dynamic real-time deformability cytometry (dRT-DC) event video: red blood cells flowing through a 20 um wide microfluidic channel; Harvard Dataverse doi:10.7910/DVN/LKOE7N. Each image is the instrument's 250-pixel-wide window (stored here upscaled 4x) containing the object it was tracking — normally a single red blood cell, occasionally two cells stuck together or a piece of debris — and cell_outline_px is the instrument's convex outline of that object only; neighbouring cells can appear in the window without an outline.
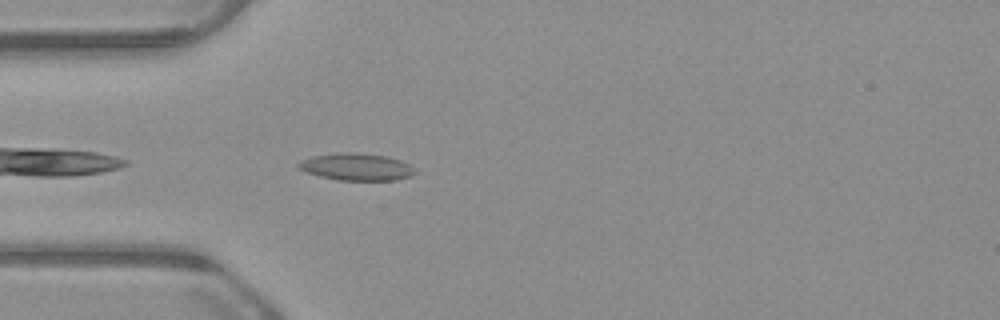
{"species": "common noctule bat (a hibernating species)", "species_latin": "Nyctalus noctula", "temperature_condition": "warm", "stored_images_in_passage": 40, "camera_frame_rate_fps": 3000, "um_per_image_px": 0.085, "animal": {"sex": "male", "body_mass_g": 23.1, "forearm_length_mm": 52.7}, "frame": {"image": 1, "passage_image": 2, "time_ms": 0.333, "image_size_px": [1000, 320], "cell_outline_px": [[416, 172], [412, 176], [396, 180], [336, 180], [320, 176], [308, 172], [300, 168], [296, 164], [300, 160], [312, 156], [340, 152], [356, 152], [384, 156], [400, 160], [416, 168]], "centroid_in_image_um": [30.31, 14.18], "position_along_channel_um": 54.7, "area_um2": 18.44}}
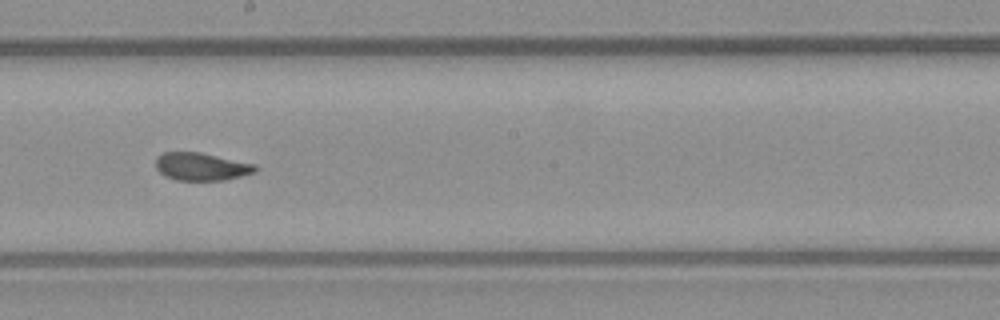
{"frame": {"image": 2, "passage_image": 16, "time_ms": 5.0, "image_size_px": [1000, 320], "cell_outline_px": [[260, 168], [256, 172], [224, 180], [176, 180], [164, 176], [156, 168], [156, 156], [164, 152], [200, 152], [256, 164]], "centroid_in_image_um": [17.13, 14.16], "position_along_channel_um": 231.1, "area_um2": 16.24}}
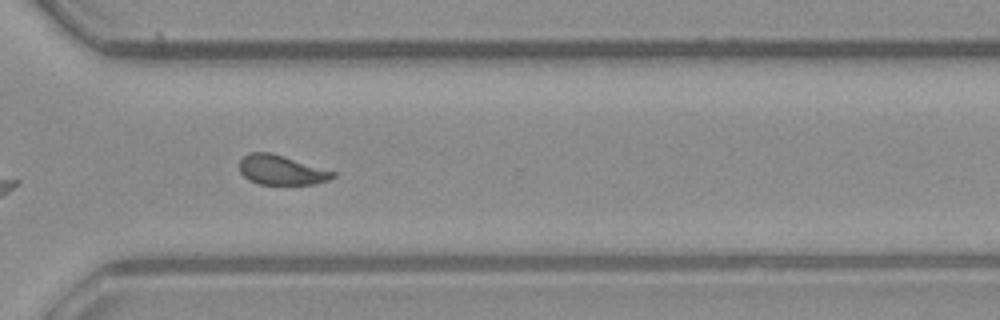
{"frame": {"image": 3, "passage_image": 25, "time_ms": 8.0, "image_size_px": [1000, 320], "cell_outline_px": [[336, 176], [328, 180], [316, 184], [260, 184], [248, 180], [240, 172], [240, 160], [248, 152], [272, 152], [336, 172]], "centroid_in_image_um": [23.91, 14.44], "position_along_channel_um": 346.7, "area_um2": 16.18}, "authors_computed_cell_mechanics": {"area_um2": 16.6175, "velocity_mm_per_s": 3.8513, "shape_relaxation_time_tau1_ms": null, "shape_relaxation_time_tau2_ms": 1.7754, "deformation_change_tau1": null, "deformation_change_tau2": 0.0716}}